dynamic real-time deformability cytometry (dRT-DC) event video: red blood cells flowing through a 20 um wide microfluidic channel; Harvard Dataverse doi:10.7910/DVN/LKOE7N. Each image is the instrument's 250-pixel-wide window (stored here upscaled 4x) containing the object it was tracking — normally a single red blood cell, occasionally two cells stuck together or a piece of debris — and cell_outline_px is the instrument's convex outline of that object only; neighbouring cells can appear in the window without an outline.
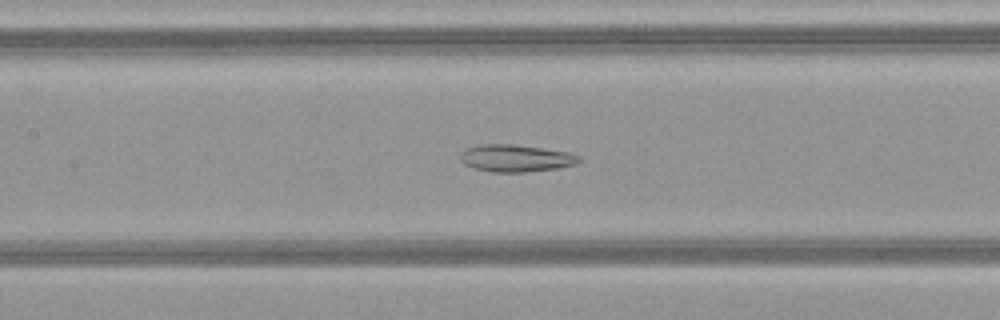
{"species": "common noctule bat (a hibernating species)", "species_latin": "Nyctalus noctula", "temperature_condition": "warm", "stored_images_in_passage": 50, "camera_frame_rate_fps": 3000, "um_per_image_px": 0.085, "animal": {"sex": "female", "body_mass_g": 21.9}, "frame": {"image": 1, "passage_image": 24, "time_ms": 7.667, "image_size_px": [1000, 320], "cell_outline_px": [[580, 160], [576, 164], [560, 168], [524, 172], [496, 172], [476, 168], [464, 164], [460, 160], [460, 152], [468, 148], [480, 144], [512, 144], [544, 148], [568, 152], [580, 156]], "centroid_in_image_um": [43.86, 13.44], "position_along_channel_um": 163.5, "area_um2": 18.79}}
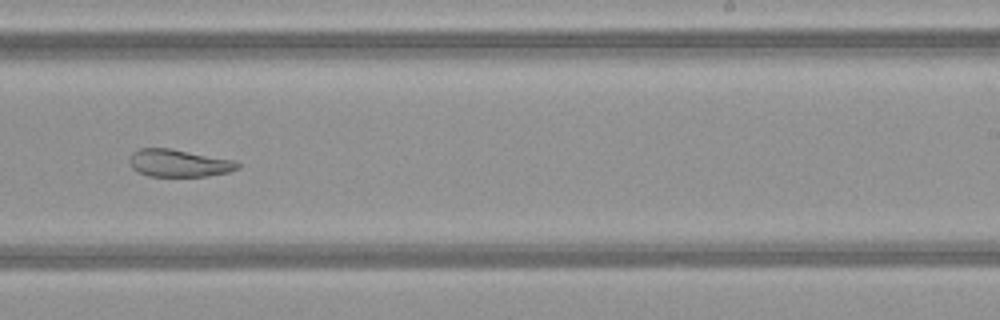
{"frame": {"image": 2, "passage_image": 32, "time_ms": 10.333, "image_size_px": [1000, 320], "cell_outline_px": [[240, 168], [228, 172], [208, 176], [148, 176], [132, 168], [128, 160], [132, 152], [140, 148], [172, 148], [236, 160], [240, 164]], "centroid_in_image_um": [15.23, 13.85], "position_along_channel_um": 273.8, "area_um2": 17.51}}
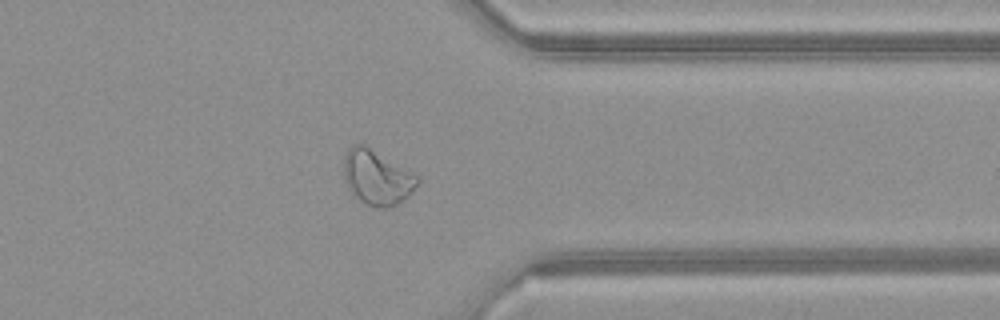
{"frame": {"image": 3, "passage_image": 40, "time_ms": 13.0, "image_size_px": [1000, 320], "cell_outline_px": [[420, 180], [408, 196], [396, 204], [388, 208], [384, 208], [368, 204], [360, 200], [348, 188], [344, 180], [344, 156], [348, 148], [352, 144], [364, 144], [420, 176]], "centroid_in_image_um": [32.04, 15.05], "position_along_channel_um": 379.4, "area_um2": 23.35}, "authors_computed_cell_mechanics": {"area_um2": 25.2875, "velocity_mm_per_s": 4.1479, "shape_relaxation_time_tau1_ms": null, "shape_relaxation_time_tau2_ms": 5.8808, "deformation_change_tau1": null, "deformation_change_tau2": 0.1491}}